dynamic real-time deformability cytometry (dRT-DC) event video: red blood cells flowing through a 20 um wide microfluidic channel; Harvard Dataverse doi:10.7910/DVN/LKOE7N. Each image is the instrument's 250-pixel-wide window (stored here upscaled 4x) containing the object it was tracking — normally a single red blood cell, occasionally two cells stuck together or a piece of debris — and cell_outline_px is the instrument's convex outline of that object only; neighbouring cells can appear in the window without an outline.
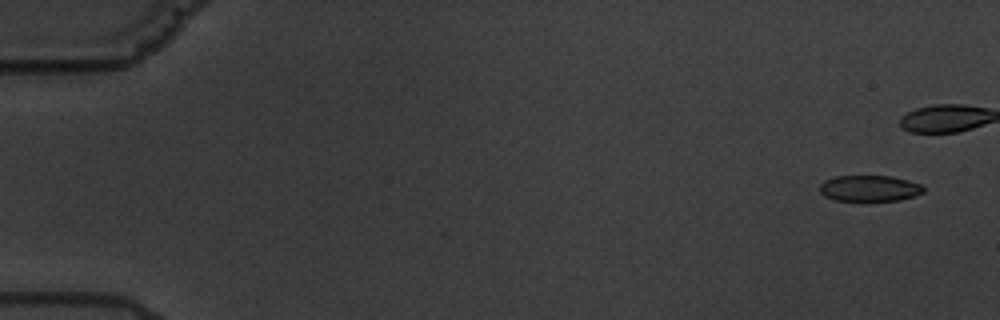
{"species": "common noctule bat (a hibernating species)", "species_latin": "Nyctalus noctula", "temperature_condition": "warm", "stored_images_in_passage": 3, "camera_frame_rate_fps": 3000, "um_per_image_px": 0.085, "animal": {"sex": "male", "body_mass_g": 19.5, "forearm_length_mm": 54.6}, "frame": {"image": 1, "passage_image": 3, "time_ms": 3.0, "image_size_px": [1000, 320], "cell_outline_px": [[924, 192], [900, 200], [868, 204], [864, 204], [836, 200], [824, 196], [820, 192], [820, 184], [824, 180], [836, 176], [892, 176], [908, 180], [920, 184], [924, 188]], "centroid_in_image_um": [73.88, 16.06], "position_along_channel_um": 11.1, "area_um2": 16.59}}